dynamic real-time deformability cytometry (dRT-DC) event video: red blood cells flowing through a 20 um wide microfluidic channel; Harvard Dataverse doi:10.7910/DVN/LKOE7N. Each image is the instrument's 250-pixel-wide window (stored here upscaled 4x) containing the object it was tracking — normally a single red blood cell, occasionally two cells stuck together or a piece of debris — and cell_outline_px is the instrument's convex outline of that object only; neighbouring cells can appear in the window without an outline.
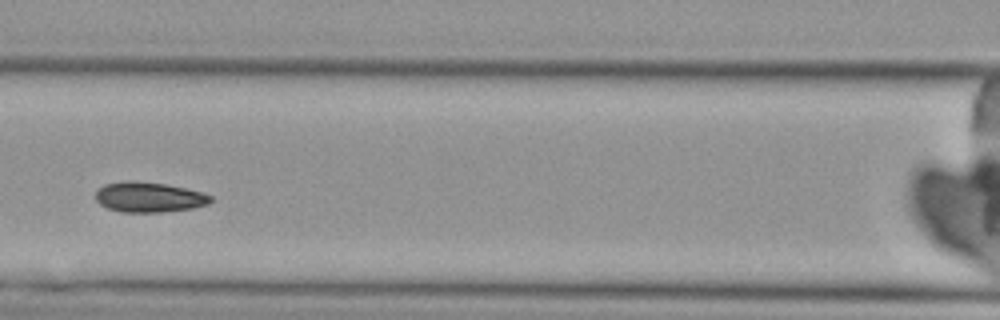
{"species": "Egyptian fruit bat (a non-hibernating species)", "species_latin": "Rousettus aegyptiacus", "temperature_condition": "cold", "stored_images_in_passage": 4, "camera_frame_rate_fps": 3000, "um_per_image_px": 0.085, "animal": {"sex": "female"}, "frame": {"image": 1, "passage_image": 4, "time_ms": 3.333, "image_size_px": [1000, 320], "cell_outline_px": [[212, 200], [208, 204], [192, 208], [160, 212], [120, 212], [108, 208], [100, 204], [96, 200], [96, 188], [104, 184], [128, 180], [132, 180], [164, 184], [204, 192], [212, 196]], "centroid_in_image_um": [12.64, 16.75], "position_along_channel_um": 154.0, "area_um2": 20.29}}